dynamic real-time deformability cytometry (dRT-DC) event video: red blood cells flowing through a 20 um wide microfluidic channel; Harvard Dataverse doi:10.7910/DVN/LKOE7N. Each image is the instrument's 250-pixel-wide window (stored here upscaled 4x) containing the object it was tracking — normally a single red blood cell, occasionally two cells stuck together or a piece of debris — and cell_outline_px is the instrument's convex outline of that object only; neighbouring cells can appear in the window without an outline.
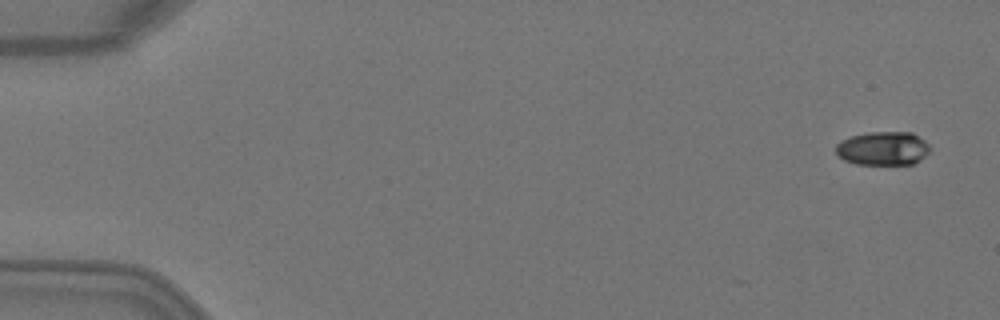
{"species": "Egyptian fruit bat (a non-hibernating species)", "species_latin": "Rousettus aegyptiacus", "temperature_condition": "warm", "stored_images_in_passage": 3, "camera_frame_rate_fps": 3000, "um_per_image_px": 0.085, "animal": {"sex": "female"}, "frame": {"image": 1, "passage_image": 1, "time_ms": 0.0, "image_size_px": [1000, 320], "cell_outline_px": [[928, 152], [920, 160], [912, 164], [856, 164], [844, 160], [836, 152], [836, 144], [840, 140], [852, 136], [868, 132], [912, 132], [924, 140], [928, 144]], "centroid_in_image_um": [75.03, 12.61], "position_along_channel_um": 10.0, "area_um2": 18.38}}